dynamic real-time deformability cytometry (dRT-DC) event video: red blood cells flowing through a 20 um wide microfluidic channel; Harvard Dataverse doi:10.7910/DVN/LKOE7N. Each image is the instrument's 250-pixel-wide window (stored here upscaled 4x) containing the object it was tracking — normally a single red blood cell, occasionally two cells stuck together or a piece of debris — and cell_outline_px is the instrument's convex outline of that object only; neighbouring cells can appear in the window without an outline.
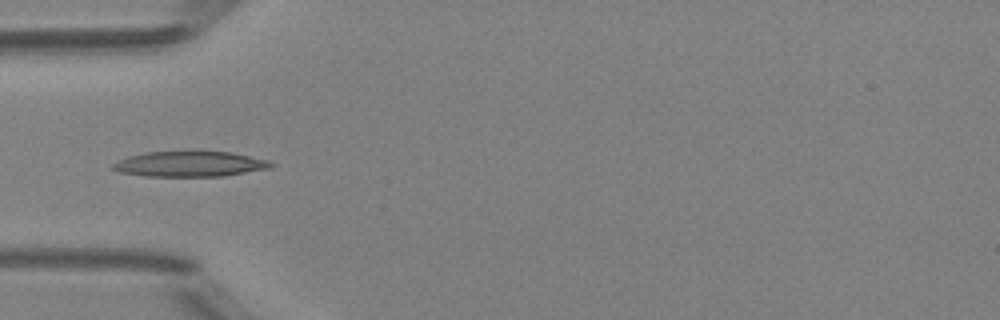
{"species": "Egyptian fruit bat (a non-hibernating species)", "species_latin": "Rousettus aegyptiacus", "temperature_condition": "room temperature", "stored_images_in_passage": 5, "camera_frame_rate_fps": 3000, "um_per_image_px": 0.085, "animal": {"sex": "female"}, "frame": {"image": 1, "passage_image": 5, "time_ms": 4.667, "image_size_px": [1000, 320], "cell_outline_px": [[276, 164], [272, 168], [224, 176], [144, 176], [120, 172], [112, 168], [112, 164], [128, 156], [144, 152], [232, 152], [268, 160]], "centroid_in_image_um": [16.18, 13.95], "position_along_channel_um": 68.8, "area_um2": 23.29}}